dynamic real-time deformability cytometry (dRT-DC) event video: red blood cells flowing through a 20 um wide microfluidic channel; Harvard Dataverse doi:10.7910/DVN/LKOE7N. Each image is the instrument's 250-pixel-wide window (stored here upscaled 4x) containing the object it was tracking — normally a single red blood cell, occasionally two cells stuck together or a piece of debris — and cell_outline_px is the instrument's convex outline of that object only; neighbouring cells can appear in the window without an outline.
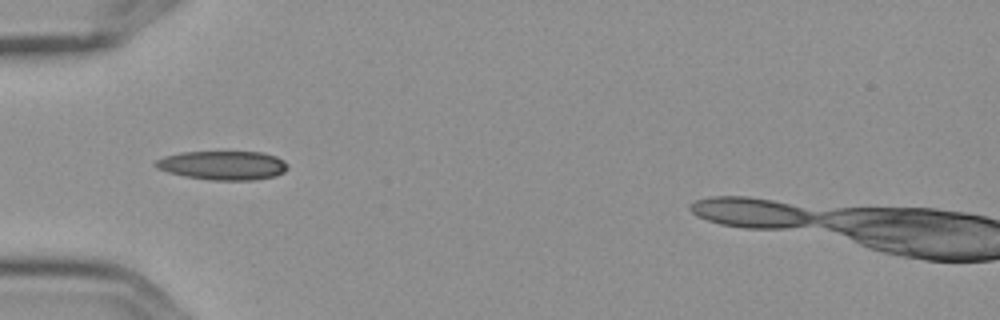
{"species": "Egyptian fruit bat (a non-hibernating species)", "species_latin": "Rousettus aegyptiacus", "temperature_condition": "cold", "stored_images_in_passage": 7, "camera_frame_rate_fps": 3000, "um_per_image_px": 0.085, "frame": {"image": 1, "passage_image": 6, "time_ms": 1.667, "image_size_px": [1000, 320], "cell_outline_px": [[288, 168], [284, 172], [276, 176], [256, 180], [212, 180], [184, 176], [168, 172], [156, 168], [152, 164], [156, 160], [164, 156], [180, 152], [264, 152], [276, 156], [284, 160], [288, 164]], "centroid_in_image_um": [18.96, 14.05], "position_along_channel_um": 66.0, "area_um2": 22.54}}
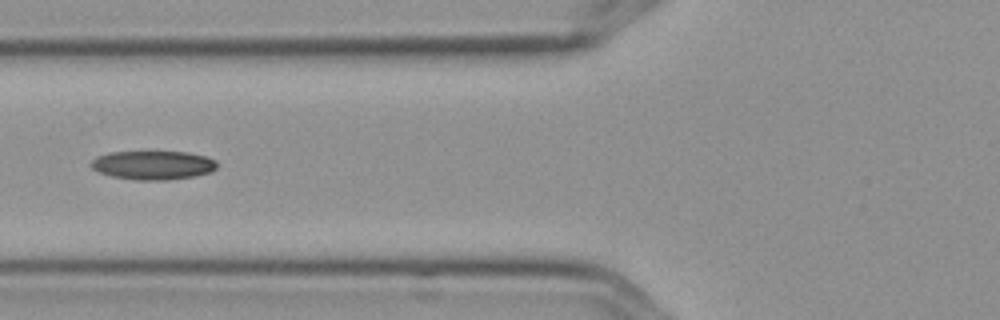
{"frame": {"image": 2, "passage_image": 7, "time_ms": 2.0, "image_size_px": [1000, 320], "cell_outline_px": [[216, 168], [212, 172], [196, 176], [168, 180], [136, 180], [112, 176], [100, 172], [92, 168], [88, 164], [96, 156], [108, 152], [188, 152], [204, 156], [216, 160]], "centroid_in_image_um": [13.0, 14.04], "position_along_channel_um": 112.8, "area_um2": 21.27}}